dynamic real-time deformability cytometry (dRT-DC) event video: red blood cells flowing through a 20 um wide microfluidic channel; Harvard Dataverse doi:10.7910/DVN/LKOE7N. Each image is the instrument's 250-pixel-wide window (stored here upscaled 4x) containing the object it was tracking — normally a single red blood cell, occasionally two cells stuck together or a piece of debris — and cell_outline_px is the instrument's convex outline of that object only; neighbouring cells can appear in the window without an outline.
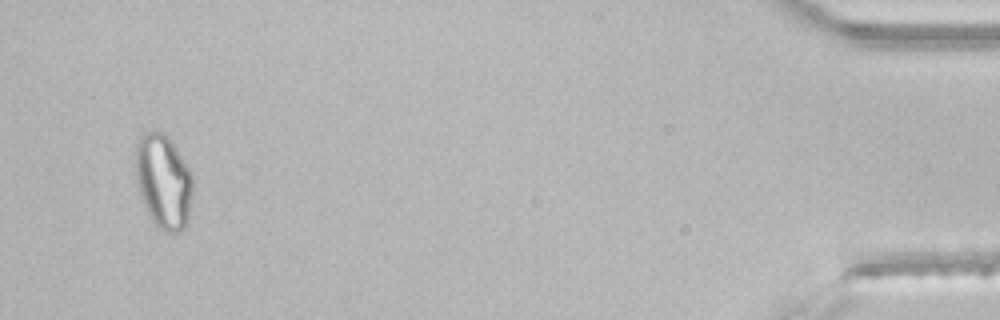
{"species": "common noctule bat (a hibernating species)", "species_latin": "Nyctalus noctula", "temperature_condition": "room temperature", "stored_images_in_passage": 47, "segment_of_instrument_passage": [2, 2], "camera_frame_rate_fps": 3000, "um_per_image_px": 0.085, "animal": {"sex": "male", "body_mass_g": 21.5, "forearm_length_mm": 52.0}, "frame": {"image": 1, "passage_image": 46, "time_ms": 15.0, "image_size_px": [1000, 320], "cell_outline_px": [[192, 196], [188, 224], [180, 232], [164, 232], [152, 220], [140, 196], [136, 180], [136, 144], [140, 136], [152, 128], [160, 132], [172, 144], [184, 160], [192, 172]], "centroid_in_image_um": [13.9, 15.44], "position_along_channel_um": 421.3, "area_um2": 31.39}}